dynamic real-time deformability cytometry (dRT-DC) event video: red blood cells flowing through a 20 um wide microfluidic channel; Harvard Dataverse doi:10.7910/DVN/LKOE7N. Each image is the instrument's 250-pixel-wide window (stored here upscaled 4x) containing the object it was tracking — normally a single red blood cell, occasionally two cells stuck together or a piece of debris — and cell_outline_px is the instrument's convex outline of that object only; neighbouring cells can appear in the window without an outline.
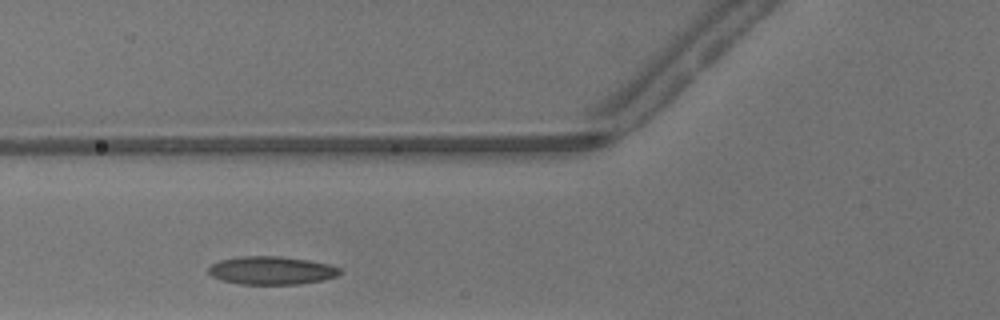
{"species": "common noctule bat (a hibernating species)", "species_latin": "Nyctalus noctula", "temperature_condition": "warm", "stored_images_in_passage": 23, "camera_frame_rate_fps": 3000, "um_per_image_px": 0.085, "animal": {"sex": "male", "body_mass_g": 13.3}, "frame": {"image": 1, "passage_image": 4, "time_ms": 1.0, "image_size_px": [1000, 320], "cell_outline_px": [[344, 272], [336, 276], [324, 280], [300, 284], [240, 284], [224, 280], [212, 276], [208, 272], [208, 268], [212, 264], [220, 260], [240, 256], [280, 256], [308, 260], [328, 264], [340, 268]], "centroid_in_image_um": [23.11, 22.98], "position_along_channel_um": 102.7, "area_um2": 21.56}}
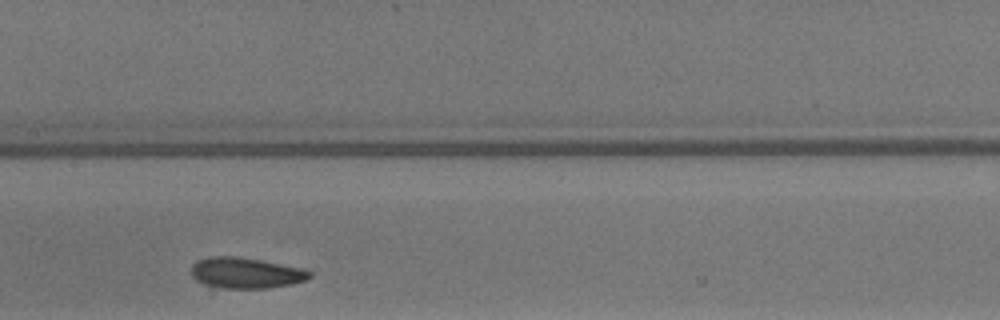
{"frame": {"image": 2, "passage_image": 10, "time_ms": 3.0, "image_size_px": [1000, 320], "cell_outline_px": [[312, 276], [304, 280], [292, 284], [268, 288], [220, 288], [204, 284], [196, 280], [192, 276], [192, 264], [196, 260], [208, 256], [236, 256], [260, 260], [300, 268], [312, 272]], "centroid_in_image_um": [20.85, 23.19], "position_along_channel_um": 186.6, "area_um2": 21.21}}
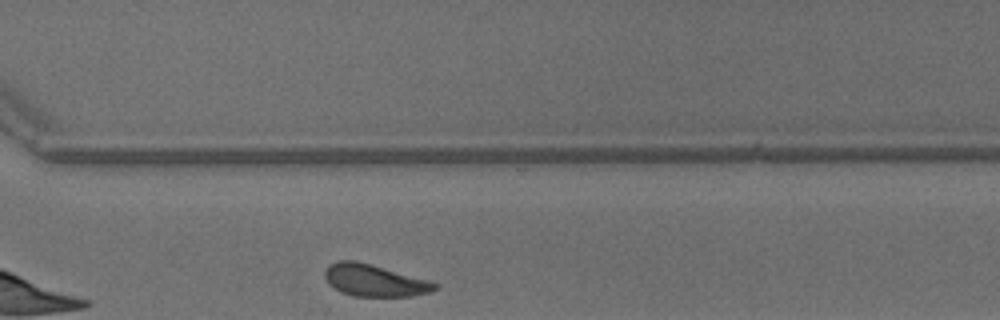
{"frame": {"image": 3, "passage_image": 21, "time_ms": 6.667, "image_size_px": [1000, 320], "cell_outline_px": [[440, 288], [432, 292], [408, 296], [352, 296], [340, 292], [328, 284], [324, 276], [324, 272], [328, 264], [336, 260], [356, 260], [428, 280], [440, 284]], "centroid_in_image_um": [31.8, 23.83], "position_along_channel_um": 338.8, "area_um2": 20.69}, "authors_computed_cell_mechanics": {"area_um2": 20.808, "velocity_mm_per_s": 4.1623, "shape_relaxation_time_tau1_ms": 3.0567, "shape_relaxation_time_tau2_ms": 1.8883, "deformation_change_tau1": 0.0875, "deformation_change_tau2": 0.081}}